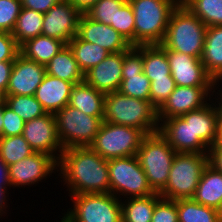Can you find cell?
<instances>
[{
    "mask_svg": "<svg viewBox=\"0 0 222 222\" xmlns=\"http://www.w3.org/2000/svg\"><path fill=\"white\" fill-rule=\"evenodd\" d=\"M58 167L70 195L110 193L108 160L90 147L64 149Z\"/></svg>",
    "mask_w": 222,
    "mask_h": 222,
    "instance_id": "6da1fadb",
    "label": "cell"
},
{
    "mask_svg": "<svg viewBox=\"0 0 222 222\" xmlns=\"http://www.w3.org/2000/svg\"><path fill=\"white\" fill-rule=\"evenodd\" d=\"M103 121L138 128L146 135L158 132L157 109L150 101L119 91L105 94Z\"/></svg>",
    "mask_w": 222,
    "mask_h": 222,
    "instance_id": "7a4b0ae2",
    "label": "cell"
},
{
    "mask_svg": "<svg viewBox=\"0 0 222 222\" xmlns=\"http://www.w3.org/2000/svg\"><path fill=\"white\" fill-rule=\"evenodd\" d=\"M207 26L181 2L173 9L161 45L201 59Z\"/></svg>",
    "mask_w": 222,
    "mask_h": 222,
    "instance_id": "3957f363",
    "label": "cell"
},
{
    "mask_svg": "<svg viewBox=\"0 0 222 222\" xmlns=\"http://www.w3.org/2000/svg\"><path fill=\"white\" fill-rule=\"evenodd\" d=\"M134 13V46L161 44L180 0H129Z\"/></svg>",
    "mask_w": 222,
    "mask_h": 222,
    "instance_id": "277c9868",
    "label": "cell"
},
{
    "mask_svg": "<svg viewBox=\"0 0 222 222\" xmlns=\"http://www.w3.org/2000/svg\"><path fill=\"white\" fill-rule=\"evenodd\" d=\"M175 154L176 151L159 132L147 134L142 140L136 156L155 193L166 187Z\"/></svg>",
    "mask_w": 222,
    "mask_h": 222,
    "instance_id": "5b68a950",
    "label": "cell"
},
{
    "mask_svg": "<svg viewBox=\"0 0 222 222\" xmlns=\"http://www.w3.org/2000/svg\"><path fill=\"white\" fill-rule=\"evenodd\" d=\"M208 165V154L176 153L166 187L159 193L168 200L193 198L204 168Z\"/></svg>",
    "mask_w": 222,
    "mask_h": 222,
    "instance_id": "8992f818",
    "label": "cell"
},
{
    "mask_svg": "<svg viewBox=\"0 0 222 222\" xmlns=\"http://www.w3.org/2000/svg\"><path fill=\"white\" fill-rule=\"evenodd\" d=\"M145 136L138 128L103 121L89 147L106 160L136 156Z\"/></svg>",
    "mask_w": 222,
    "mask_h": 222,
    "instance_id": "52a82bcc",
    "label": "cell"
},
{
    "mask_svg": "<svg viewBox=\"0 0 222 222\" xmlns=\"http://www.w3.org/2000/svg\"><path fill=\"white\" fill-rule=\"evenodd\" d=\"M54 116L63 149L89 147L103 123V118L84 114L70 105L64 106Z\"/></svg>",
    "mask_w": 222,
    "mask_h": 222,
    "instance_id": "ba28073f",
    "label": "cell"
},
{
    "mask_svg": "<svg viewBox=\"0 0 222 222\" xmlns=\"http://www.w3.org/2000/svg\"><path fill=\"white\" fill-rule=\"evenodd\" d=\"M71 197L74 207L63 217L67 222H122L121 200L111 193Z\"/></svg>",
    "mask_w": 222,
    "mask_h": 222,
    "instance_id": "9c48e42d",
    "label": "cell"
},
{
    "mask_svg": "<svg viewBox=\"0 0 222 222\" xmlns=\"http://www.w3.org/2000/svg\"><path fill=\"white\" fill-rule=\"evenodd\" d=\"M108 173L110 193L114 196L118 192L122 196H129L127 198L147 197L156 194L149 185L137 156L109 159Z\"/></svg>",
    "mask_w": 222,
    "mask_h": 222,
    "instance_id": "30bf717a",
    "label": "cell"
},
{
    "mask_svg": "<svg viewBox=\"0 0 222 222\" xmlns=\"http://www.w3.org/2000/svg\"><path fill=\"white\" fill-rule=\"evenodd\" d=\"M214 86H176L168 99L157 110L158 123L173 117L182 115L200 109L209 104L206 102L208 95L210 100V91ZM206 99V100H205Z\"/></svg>",
    "mask_w": 222,
    "mask_h": 222,
    "instance_id": "8fae6325",
    "label": "cell"
},
{
    "mask_svg": "<svg viewBox=\"0 0 222 222\" xmlns=\"http://www.w3.org/2000/svg\"><path fill=\"white\" fill-rule=\"evenodd\" d=\"M22 135L34 152L48 154L58 162L64 149L58 138L54 114L46 113L25 122ZM57 150L59 156L55 155Z\"/></svg>",
    "mask_w": 222,
    "mask_h": 222,
    "instance_id": "7c38bea8",
    "label": "cell"
},
{
    "mask_svg": "<svg viewBox=\"0 0 222 222\" xmlns=\"http://www.w3.org/2000/svg\"><path fill=\"white\" fill-rule=\"evenodd\" d=\"M81 13L67 0L51 7L43 17L41 35L66 44L78 34Z\"/></svg>",
    "mask_w": 222,
    "mask_h": 222,
    "instance_id": "4fadbf2b",
    "label": "cell"
},
{
    "mask_svg": "<svg viewBox=\"0 0 222 222\" xmlns=\"http://www.w3.org/2000/svg\"><path fill=\"white\" fill-rule=\"evenodd\" d=\"M119 92L129 97L150 101V79L143 72L142 45L131 46L124 51Z\"/></svg>",
    "mask_w": 222,
    "mask_h": 222,
    "instance_id": "5bb4252c",
    "label": "cell"
},
{
    "mask_svg": "<svg viewBox=\"0 0 222 222\" xmlns=\"http://www.w3.org/2000/svg\"><path fill=\"white\" fill-rule=\"evenodd\" d=\"M166 54L176 86H213L214 80L200 58L172 50H166Z\"/></svg>",
    "mask_w": 222,
    "mask_h": 222,
    "instance_id": "9a60e30c",
    "label": "cell"
},
{
    "mask_svg": "<svg viewBox=\"0 0 222 222\" xmlns=\"http://www.w3.org/2000/svg\"><path fill=\"white\" fill-rule=\"evenodd\" d=\"M58 167V162L50 155L34 152L21 161L8 166L10 187L38 183L46 176L53 173Z\"/></svg>",
    "mask_w": 222,
    "mask_h": 222,
    "instance_id": "2e32d148",
    "label": "cell"
},
{
    "mask_svg": "<svg viewBox=\"0 0 222 222\" xmlns=\"http://www.w3.org/2000/svg\"><path fill=\"white\" fill-rule=\"evenodd\" d=\"M46 74V66L19 54L14 61L5 95L33 96Z\"/></svg>",
    "mask_w": 222,
    "mask_h": 222,
    "instance_id": "e0dca14e",
    "label": "cell"
},
{
    "mask_svg": "<svg viewBox=\"0 0 222 222\" xmlns=\"http://www.w3.org/2000/svg\"><path fill=\"white\" fill-rule=\"evenodd\" d=\"M181 117L191 119L193 153L208 154L209 148L215 143L218 132L216 105L213 107L212 104H207Z\"/></svg>",
    "mask_w": 222,
    "mask_h": 222,
    "instance_id": "ac0fdd59",
    "label": "cell"
},
{
    "mask_svg": "<svg viewBox=\"0 0 222 222\" xmlns=\"http://www.w3.org/2000/svg\"><path fill=\"white\" fill-rule=\"evenodd\" d=\"M77 35L86 42L98 44L109 53L123 52L132 46L114 28L94 21L86 14H82L80 17Z\"/></svg>",
    "mask_w": 222,
    "mask_h": 222,
    "instance_id": "d6986e66",
    "label": "cell"
},
{
    "mask_svg": "<svg viewBox=\"0 0 222 222\" xmlns=\"http://www.w3.org/2000/svg\"><path fill=\"white\" fill-rule=\"evenodd\" d=\"M123 60L124 51L109 53L103 61L84 73V81L104 94L119 91Z\"/></svg>",
    "mask_w": 222,
    "mask_h": 222,
    "instance_id": "ffe728a7",
    "label": "cell"
},
{
    "mask_svg": "<svg viewBox=\"0 0 222 222\" xmlns=\"http://www.w3.org/2000/svg\"><path fill=\"white\" fill-rule=\"evenodd\" d=\"M74 84L45 74L42 83L35 92V98L47 113L55 114L69 104Z\"/></svg>",
    "mask_w": 222,
    "mask_h": 222,
    "instance_id": "44dd1931",
    "label": "cell"
},
{
    "mask_svg": "<svg viewBox=\"0 0 222 222\" xmlns=\"http://www.w3.org/2000/svg\"><path fill=\"white\" fill-rule=\"evenodd\" d=\"M162 122L158 132L167 140L176 153H193L191 119L173 117Z\"/></svg>",
    "mask_w": 222,
    "mask_h": 222,
    "instance_id": "7402d4cb",
    "label": "cell"
},
{
    "mask_svg": "<svg viewBox=\"0 0 222 222\" xmlns=\"http://www.w3.org/2000/svg\"><path fill=\"white\" fill-rule=\"evenodd\" d=\"M105 94L85 81L74 84L69 104L84 114L103 118Z\"/></svg>",
    "mask_w": 222,
    "mask_h": 222,
    "instance_id": "603a6c76",
    "label": "cell"
},
{
    "mask_svg": "<svg viewBox=\"0 0 222 222\" xmlns=\"http://www.w3.org/2000/svg\"><path fill=\"white\" fill-rule=\"evenodd\" d=\"M193 199L199 204L219 210L222 205V173L208 164L202 172Z\"/></svg>",
    "mask_w": 222,
    "mask_h": 222,
    "instance_id": "cb8c5ba5",
    "label": "cell"
},
{
    "mask_svg": "<svg viewBox=\"0 0 222 222\" xmlns=\"http://www.w3.org/2000/svg\"><path fill=\"white\" fill-rule=\"evenodd\" d=\"M67 44L61 40L39 35L22 43L20 54L28 60L46 65Z\"/></svg>",
    "mask_w": 222,
    "mask_h": 222,
    "instance_id": "d4e9b609",
    "label": "cell"
},
{
    "mask_svg": "<svg viewBox=\"0 0 222 222\" xmlns=\"http://www.w3.org/2000/svg\"><path fill=\"white\" fill-rule=\"evenodd\" d=\"M201 62L213 80L222 76V26L206 28Z\"/></svg>",
    "mask_w": 222,
    "mask_h": 222,
    "instance_id": "484cf974",
    "label": "cell"
},
{
    "mask_svg": "<svg viewBox=\"0 0 222 222\" xmlns=\"http://www.w3.org/2000/svg\"><path fill=\"white\" fill-rule=\"evenodd\" d=\"M46 73L67 82L77 84L84 81V73L80 70L74 54L66 45L46 65Z\"/></svg>",
    "mask_w": 222,
    "mask_h": 222,
    "instance_id": "4316f807",
    "label": "cell"
},
{
    "mask_svg": "<svg viewBox=\"0 0 222 222\" xmlns=\"http://www.w3.org/2000/svg\"><path fill=\"white\" fill-rule=\"evenodd\" d=\"M143 72L150 79L171 76L166 49L161 44L142 45Z\"/></svg>",
    "mask_w": 222,
    "mask_h": 222,
    "instance_id": "83f0119b",
    "label": "cell"
},
{
    "mask_svg": "<svg viewBox=\"0 0 222 222\" xmlns=\"http://www.w3.org/2000/svg\"><path fill=\"white\" fill-rule=\"evenodd\" d=\"M67 45L72 50L75 60L83 73H86L109 55L106 49L98 44L86 42L78 35L70 40Z\"/></svg>",
    "mask_w": 222,
    "mask_h": 222,
    "instance_id": "f1b7e54d",
    "label": "cell"
},
{
    "mask_svg": "<svg viewBox=\"0 0 222 222\" xmlns=\"http://www.w3.org/2000/svg\"><path fill=\"white\" fill-rule=\"evenodd\" d=\"M159 193L147 196L128 198L121 202L122 222H151L155 204L161 199Z\"/></svg>",
    "mask_w": 222,
    "mask_h": 222,
    "instance_id": "f546056e",
    "label": "cell"
},
{
    "mask_svg": "<svg viewBox=\"0 0 222 222\" xmlns=\"http://www.w3.org/2000/svg\"><path fill=\"white\" fill-rule=\"evenodd\" d=\"M43 17L41 12L22 7L11 33L19 46L26 40L41 35Z\"/></svg>",
    "mask_w": 222,
    "mask_h": 222,
    "instance_id": "4dcf8cb0",
    "label": "cell"
},
{
    "mask_svg": "<svg viewBox=\"0 0 222 222\" xmlns=\"http://www.w3.org/2000/svg\"><path fill=\"white\" fill-rule=\"evenodd\" d=\"M179 222H221L219 211L196 202L193 198L177 200Z\"/></svg>",
    "mask_w": 222,
    "mask_h": 222,
    "instance_id": "1f68e13d",
    "label": "cell"
},
{
    "mask_svg": "<svg viewBox=\"0 0 222 222\" xmlns=\"http://www.w3.org/2000/svg\"><path fill=\"white\" fill-rule=\"evenodd\" d=\"M207 27L222 26V0H180Z\"/></svg>",
    "mask_w": 222,
    "mask_h": 222,
    "instance_id": "d6a6232c",
    "label": "cell"
},
{
    "mask_svg": "<svg viewBox=\"0 0 222 222\" xmlns=\"http://www.w3.org/2000/svg\"><path fill=\"white\" fill-rule=\"evenodd\" d=\"M23 135L0 137V157L7 166L33 154Z\"/></svg>",
    "mask_w": 222,
    "mask_h": 222,
    "instance_id": "836d02e7",
    "label": "cell"
},
{
    "mask_svg": "<svg viewBox=\"0 0 222 222\" xmlns=\"http://www.w3.org/2000/svg\"><path fill=\"white\" fill-rule=\"evenodd\" d=\"M5 105L25 122L41 117L47 112L35 96L5 95Z\"/></svg>",
    "mask_w": 222,
    "mask_h": 222,
    "instance_id": "e575fe53",
    "label": "cell"
},
{
    "mask_svg": "<svg viewBox=\"0 0 222 222\" xmlns=\"http://www.w3.org/2000/svg\"><path fill=\"white\" fill-rule=\"evenodd\" d=\"M126 2V0H99L86 12V15L94 21L110 26L115 24L117 10Z\"/></svg>",
    "mask_w": 222,
    "mask_h": 222,
    "instance_id": "d590c367",
    "label": "cell"
},
{
    "mask_svg": "<svg viewBox=\"0 0 222 222\" xmlns=\"http://www.w3.org/2000/svg\"><path fill=\"white\" fill-rule=\"evenodd\" d=\"M110 26L134 46V13L128 1L117 10L115 24Z\"/></svg>",
    "mask_w": 222,
    "mask_h": 222,
    "instance_id": "8d00e7d4",
    "label": "cell"
},
{
    "mask_svg": "<svg viewBox=\"0 0 222 222\" xmlns=\"http://www.w3.org/2000/svg\"><path fill=\"white\" fill-rule=\"evenodd\" d=\"M176 88L172 76L154 79L150 82V102L158 110Z\"/></svg>",
    "mask_w": 222,
    "mask_h": 222,
    "instance_id": "74e56055",
    "label": "cell"
},
{
    "mask_svg": "<svg viewBox=\"0 0 222 222\" xmlns=\"http://www.w3.org/2000/svg\"><path fill=\"white\" fill-rule=\"evenodd\" d=\"M21 9V0H0V31L12 33Z\"/></svg>",
    "mask_w": 222,
    "mask_h": 222,
    "instance_id": "f35d334b",
    "label": "cell"
},
{
    "mask_svg": "<svg viewBox=\"0 0 222 222\" xmlns=\"http://www.w3.org/2000/svg\"><path fill=\"white\" fill-rule=\"evenodd\" d=\"M151 222H179L177 200L161 198L155 204Z\"/></svg>",
    "mask_w": 222,
    "mask_h": 222,
    "instance_id": "ab89813d",
    "label": "cell"
},
{
    "mask_svg": "<svg viewBox=\"0 0 222 222\" xmlns=\"http://www.w3.org/2000/svg\"><path fill=\"white\" fill-rule=\"evenodd\" d=\"M3 132L2 137L22 135L25 121L3 104Z\"/></svg>",
    "mask_w": 222,
    "mask_h": 222,
    "instance_id": "60d3db41",
    "label": "cell"
},
{
    "mask_svg": "<svg viewBox=\"0 0 222 222\" xmlns=\"http://www.w3.org/2000/svg\"><path fill=\"white\" fill-rule=\"evenodd\" d=\"M19 54V45L12 34L0 31V62L15 61Z\"/></svg>",
    "mask_w": 222,
    "mask_h": 222,
    "instance_id": "b9f144b4",
    "label": "cell"
},
{
    "mask_svg": "<svg viewBox=\"0 0 222 222\" xmlns=\"http://www.w3.org/2000/svg\"><path fill=\"white\" fill-rule=\"evenodd\" d=\"M63 0H21L23 8L45 14L51 7Z\"/></svg>",
    "mask_w": 222,
    "mask_h": 222,
    "instance_id": "7bdbcfd3",
    "label": "cell"
},
{
    "mask_svg": "<svg viewBox=\"0 0 222 222\" xmlns=\"http://www.w3.org/2000/svg\"><path fill=\"white\" fill-rule=\"evenodd\" d=\"M14 61L0 62V89L6 93Z\"/></svg>",
    "mask_w": 222,
    "mask_h": 222,
    "instance_id": "ee69618b",
    "label": "cell"
},
{
    "mask_svg": "<svg viewBox=\"0 0 222 222\" xmlns=\"http://www.w3.org/2000/svg\"><path fill=\"white\" fill-rule=\"evenodd\" d=\"M208 164L222 173V149L208 150Z\"/></svg>",
    "mask_w": 222,
    "mask_h": 222,
    "instance_id": "f6af8a7d",
    "label": "cell"
},
{
    "mask_svg": "<svg viewBox=\"0 0 222 222\" xmlns=\"http://www.w3.org/2000/svg\"><path fill=\"white\" fill-rule=\"evenodd\" d=\"M71 3L81 14L86 12L99 0H67Z\"/></svg>",
    "mask_w": 222,
    "mask_h": 222,
    "instance_id": "bcb514c9",
    "label": "cell"
},
{
    "mask_svg": "<svg viewBox=\"0 0 222 222\" xmlns=\"http://www.w3.org/2000/svg\"><path fill=\"white\" fill-rule=\"evenodd\" d=\"M0 186L7 189L6 186H10L8 166L0 157Z\"/></svg>",
    "mask_w": 222,
    "mask_h": 222,
    "instance_id": "7dc6e473",
    "label": "cell"
},
{
    "mask_svg": "<svg viewBox=\"0 0 222 222\" xmlns=\"http://www.w3.org/2000/svg\"><path fill=\"white\" fill-rule=\"evenodd\" d=\"M5 191H7L5 188H2L1 186H0V215L2 214L3 215V212L5 213V211H6V207H4L6 204V202H5V199H6V197L7 196H5L6 194V192ZM3 203V204H2ZM5 210V211H4Z\"/></svg>",
    "mask_w": 222,
    "mask_h": 222,
    "instance_id": "c3c4849f",
    "label": "cell"
},
{
    "mask_svg": "<svg viewBox=\"0 0 222 222\" xmlns=\"http://www.w3.org/2000/svg\"><path fill=\"white\" fill-rule=\"evenodd\" d=\"M209 149H222V131L217 132L215 143Z\"/></svg>",
    "mask_w": 222,
    "mask_h": 222,
    "instance_id": "681fc988",
    "label": "cell"
},
{
    "mask_svg": "<svg viewBox=\"0 0 222 222\" xmlns=\"http://www.w3.org/2000/svg\"><path fill=\"white\" fill-rule=\"evenodd\" d=\"M218 131H222V108H216Z\"/></svg>",
    "mask_w": 222,
    "mask_h": 222,
    "instance_id": "f907efd6",
    "label": "cell"
},
{
    "mask_svg": "<svg viewBox=\"0 0 222 222\" xmlns=\"http://www.w3.org/2000/svg\"><path fill=\"white\" fill-rule=\"evenodd\" d=\"M3 124V104H0V137H2Z\"/></svg>",
    "mask_w": 222,
    "mask_h": 222,
    "instance_id": "816d5d0a",
    "label": "cell"
},
{
    "mask_svg": "<svg viewBox=\"0 0 222 222\" xmlns=\"http://www.w3.org/2000/svg\"><path fill=\"white\" fill-rule=\"evenodd\" d=\"M219 80L222 81V76L214 79V81H213V86H215V85L217 84V82H219ZM221 90H222V89H221ZM220 97H221V98H220L221 101L218 103L219 106L216 107V108H222V93H221Z\"/></svg>",
    "mask_w": 222,
    "mask_h": 222,
    "instance_id": "f5cc1de1",
    "label": "cell"
},
{
    "mask_svg": "<svg viewBox=\"0 0 222 222\" xmlns=\"http://www.w3.org/2000/svg\"><path fill=\"white\" fill-rule=\"evenodd\" d=\"M5 92L0 89V104L5 103Z\"/></svg>",
    "mask_w": 222,
    "mask_h": 222,
    "instance_id": "db71d44e",
    "label": "cell"
},
{
    "mask_svg": "<svg viewBox=\"0 0 222 222\" xmlns=\"http://www.w3.org/2000/svg\"><path fill=\"white\" fill-rule=\"evenodd\" d=\"M218 211H219V215H220V220L222 222V205H221V207H220V209Z\"/></svg>",
    "mask_w": 222,
    "mask_h": 222,
    "instance_id": "11a10c76",
    "label": "cell"
},
{
    "mask_svg": "<svg viewBox=\"0 0 222 222\" xmlns=\"http://www.w3.org/2000/svg\"><path fill=\"white\" fill-rule=\"evenodd\" d=\"M61 222H67L64 218H62Z\"/></svg>",
    "mask_w": 222,
    "mask_h": 222,
    "instance_id": "9f6ffc18",
    "label": "cell"
}]
</instances>
